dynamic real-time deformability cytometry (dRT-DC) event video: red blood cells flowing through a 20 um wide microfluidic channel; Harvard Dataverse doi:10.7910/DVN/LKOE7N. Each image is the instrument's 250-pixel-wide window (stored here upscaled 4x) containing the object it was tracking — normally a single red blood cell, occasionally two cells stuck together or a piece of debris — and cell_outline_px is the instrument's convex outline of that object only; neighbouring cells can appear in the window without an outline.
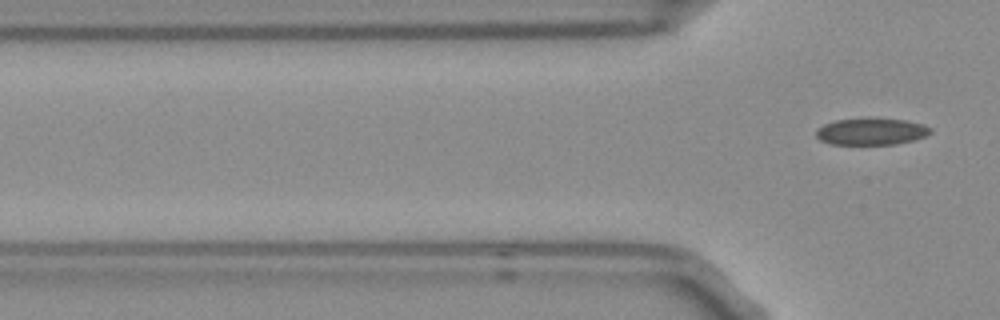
{"species": "Egyptian fruit bat (a non-hibernating species)", "species_latin": "Rousettus aegyptiacus", "temperature_condition": "room temperature", "stored_images_in_passage": 6, "segment_of_instrument_passage": [2, 2], "camera_frame_rate_fps": 3000, "um_per_image_px": 0.085, "frame": {"image": 1, "passage_image": 6, "time_ms": 1.667, "image_size_px": [1000, 320], "cell_outline_px": [[932, 132], [924, 136], [912, 140], [896, 144], [828, 144], [820, 140], [816, 136], [816, 128], [824, 124], [836, 120], [868, 116], [904, 120], [924, 124], [932, 128]], "centroid_in_image_um": [74.03, 11.15], "position_along_channel_um": 51.8, "area_um2": 18.32}}